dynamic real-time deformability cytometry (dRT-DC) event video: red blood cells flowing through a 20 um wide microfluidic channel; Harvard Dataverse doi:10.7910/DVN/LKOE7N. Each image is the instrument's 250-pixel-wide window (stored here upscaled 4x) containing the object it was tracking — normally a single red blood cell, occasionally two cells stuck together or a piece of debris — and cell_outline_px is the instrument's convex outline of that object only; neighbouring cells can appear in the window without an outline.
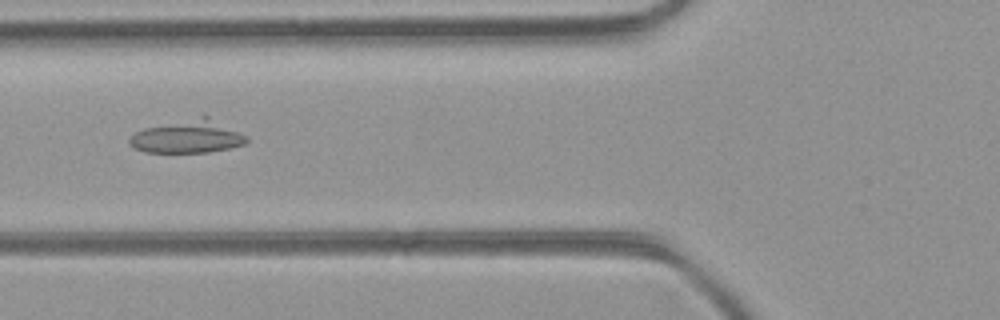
{"species": "common noctule bat (a hibernating species)", "species_latin": "Nyctalus noctula", "temperature_condition": "room temperature", "stored_images_in_passage": 6, "camera_frame_rate_fps": 3000, "um_per_image_px": 0.085, "animal": {"sex": "female", "body_mass_g": 21.9}, "frame": {"image": 1, "passage_image": 6, "time_ms": 1.667, "image_size_px": [1000, 320], "cell_outline_px": [[248, 140], [244, 144], [228, 148], [208, 152], [144, 152], [132, 148], [128, 144], [128, 140], [136, 132], [144, 128], [204, 112], [248, 136]], "centroid_in_image_um": [15.97, 11.55], "position_along_channel_um": 109.8, "area_um2": 23.35}}